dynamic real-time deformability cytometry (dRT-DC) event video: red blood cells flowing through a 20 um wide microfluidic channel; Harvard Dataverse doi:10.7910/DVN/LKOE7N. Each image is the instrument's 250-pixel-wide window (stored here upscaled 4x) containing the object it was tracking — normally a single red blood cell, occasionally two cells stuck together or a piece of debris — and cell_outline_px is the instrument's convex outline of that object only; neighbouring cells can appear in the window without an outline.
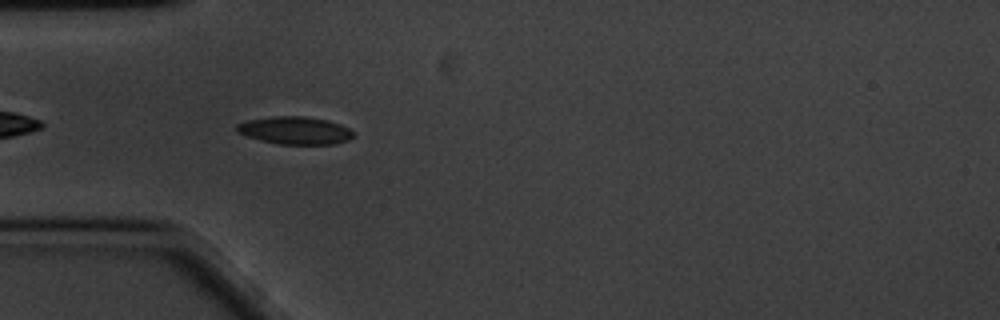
{"species": "common noctule bat (a hibernating species)", "species_latin": "Nyctalus noctula", "temperature_condition": "cold", "stored_images_in_passage": 45, "camera_frame_rate_fps": 3000, "um_per_image_px": 0.085, "animal": {"sex": "male", "body_mass_g": 20.1, "forearm_length_mm": 53.5}, "frame": {"image": 1, "passage_image": 3, "time_ms": 0.667, "image_size_px": [1000, 320], "cell_outline_px": [[352, 136], [348, 140], [336, 144], [280, 144], [260, 140], [236, 132], [236, 124], [248, 120], [272, 116], [304, 116], [328, 120], [340, 124], [348, 128], [352, 132]], "centroid_in_image_um": [25.06, 11.08], "position_along_channel_um": 59.9, "area_um2": 18.73}}
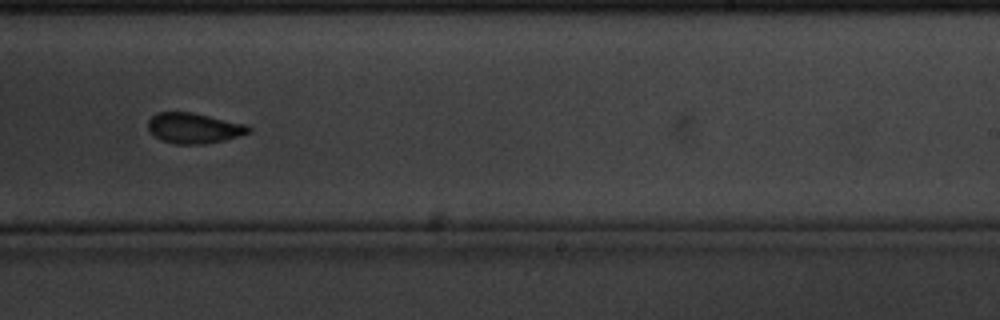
{"frame": {"image": 2, "passage_image": 22, "time_ms": 7.0, "image_size_px": [1000, 320], "cell_outline_px": [[252, 132], [224, 140], [204, 144], [176, 144], [160, 140], [148, 128], [148, 120], [156, 112], [192, 112], [248, 124], [252, 128]], "centroid_in_image_um": [16.52, 10.88], "position_along_channel_um": 272.5, "area_um2": 17.98}}
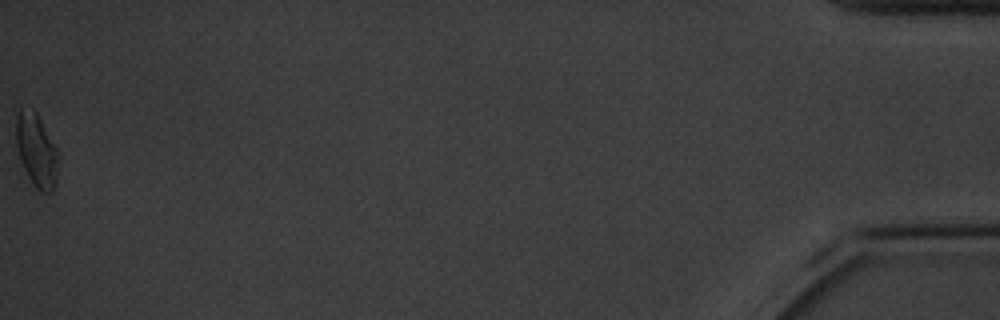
{"frame": {"image": 3, "passage_image": 45, "time_ms": 14.667, "image_size_px": [1000, 320], "cell_outline_px": [[56, 184], [52, 192], [40, 192], [32, 184], [20, 160], [16, 148], [16, 112], [20, 108], [32, 108], [36, 112], [56, 148]], "centroid_in_image_um": [3.05, 12.77], "position_along_channel_um": 432.1, "area_um2": 17.8}, "authors_computed_cell_mechanics": {"area_um2": 17.9758, "velocity_mm_per_s": 3.3838, "shape_relaxation_time_tau1_ms": 2.837, "shape_relaxation_time_tau2_ms": 2.0554, "deformation_change_tau1": 0.1055, "deformation_change_tau2": 0.0691}}